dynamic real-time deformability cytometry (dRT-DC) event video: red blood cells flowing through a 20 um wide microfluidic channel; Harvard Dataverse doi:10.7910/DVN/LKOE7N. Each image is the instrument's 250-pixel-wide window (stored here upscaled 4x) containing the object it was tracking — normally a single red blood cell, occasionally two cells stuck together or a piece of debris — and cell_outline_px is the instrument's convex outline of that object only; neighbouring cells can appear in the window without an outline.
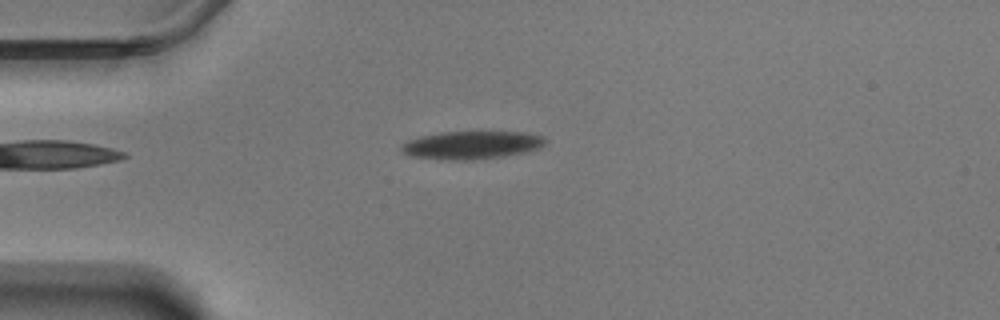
{"species": "Egyptian fruit bat (a non-hibernating species)", "species_latin": "Rousettus aegyptiacus", "temperature_condition": "warm", "stored_images_in_passage": 33, "camera_frame_rate_fps": 3000, "um_per_image_px": 0.085, "animal": {"sex": "male"}, "frame": {"image": 1, "passage_image": 2, "time_ms": 0.333, "image_size_px": [1000, 320], "cell_outline_px": [[548, 140], [544, 144], [536, 148], [504, 156], [472, 160], [452, 160], [408, 156], [400, 148], [408, 140], [420, 136], [440, 132], [528, 132], [544, 136]], "centroid_in_image_um": [40.08, 12.32], "position_along_channel_um": 44.9, "area_um2": 23.29}}
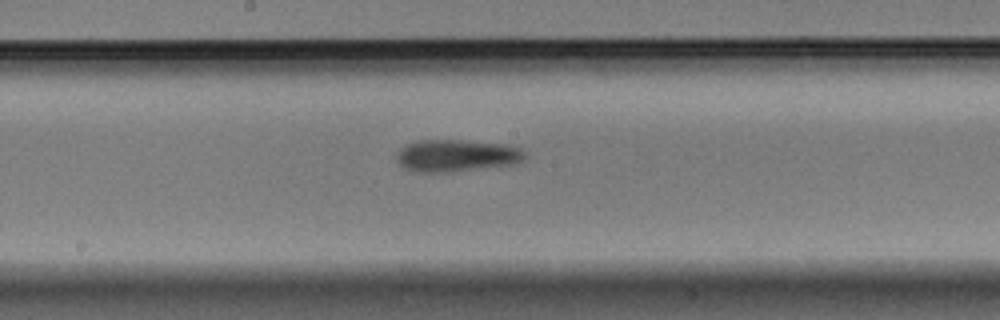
{"frame": {"image": 2, "passage_image": 18, "time_ms": 5.667, "image_size_px": [1000, 320], "cell_outline_px": [[528, 156], [524, 160], [516, 164], [448, 172], [416, 172], [404, 168], [396, 160], [400, 148], [408, 144], [420, 140], [460, 140], [508, 144], [520, 148]], "centroid_in_image_um": [38.85, 13.22], "position_along_channel_um": 209.4, "area_um2": 24.1}}
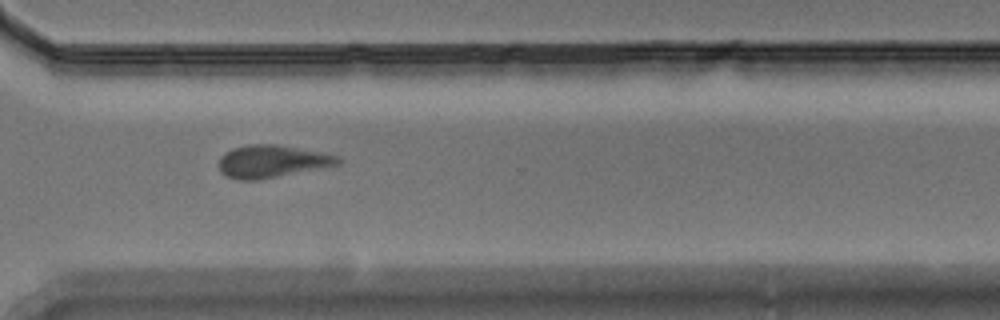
{"frame": {"image": 3, "passage_image": 30, "time_ms": 9.667, "image_size_px": [1000, 320], "cell_outline_px": [[340, 164], [260, 180], [236, 180], [220, 172], [220, 156], [224, 152], [232, 148], [248, 144], [276, 144], [320, 152], [340, 156]], "centroid_in_image_um": [23.09, 13.71], "position_along_channel_um": 347.5, "area_um2": 22.54}, "authors_computed_cell_mechanics": {"area_um2": 23.409, "velocity_mm_per_s": 3.4551, "shape_relaxation_time_tau1_ms": 2.0658, "shape_relaxation_time_tau2_ms": 10.2821, "deformation_change_tau1": 0.1014, "deformation_change_tau2": 0.2414}}